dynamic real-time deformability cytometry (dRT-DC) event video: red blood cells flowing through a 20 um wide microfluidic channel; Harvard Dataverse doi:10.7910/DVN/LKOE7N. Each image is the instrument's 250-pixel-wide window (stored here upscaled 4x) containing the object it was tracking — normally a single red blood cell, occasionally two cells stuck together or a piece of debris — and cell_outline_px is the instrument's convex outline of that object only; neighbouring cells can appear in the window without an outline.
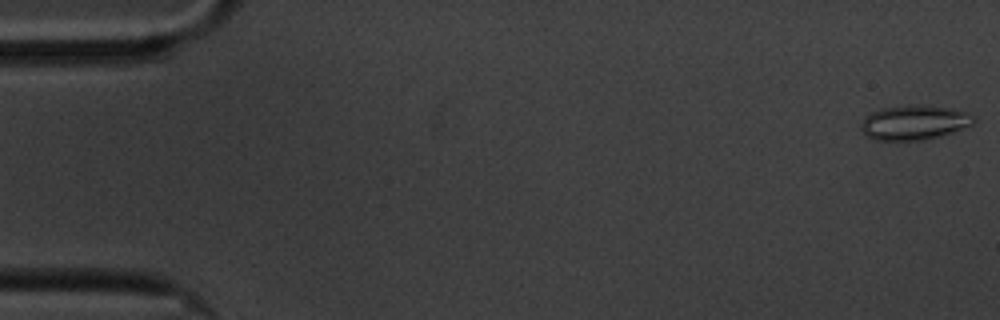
{"species": "common noctule bat (a hibernating species)", "species_latin": "Nyctalus noctula", "temperature_condition": "cold", "stored_images_in_passage": 15, "camera_frame_rate_fps": 3000, "um_per_image_px": 0.085, "animal": {"sex": "male", "body_mass_g": 20.1, "forearm_length_mm": 53.5}, "frame": {"image": 1, "passage_image": 1, "time_ms": 0.0, "image_size_px": [1000, 320], "cell_outline_px": [[976, 120], [972, 124], [952, 132], [940, 136], [924, 140], [872, 140], [860, 128], [860, 124], [864, 116], [872, 112], [884, 108], [948, 108], [968, 112]], "centroid_in_image_um": [77.67, 10.47], "position_along_channel_um": 7.3, "area_um2": 21.68}}